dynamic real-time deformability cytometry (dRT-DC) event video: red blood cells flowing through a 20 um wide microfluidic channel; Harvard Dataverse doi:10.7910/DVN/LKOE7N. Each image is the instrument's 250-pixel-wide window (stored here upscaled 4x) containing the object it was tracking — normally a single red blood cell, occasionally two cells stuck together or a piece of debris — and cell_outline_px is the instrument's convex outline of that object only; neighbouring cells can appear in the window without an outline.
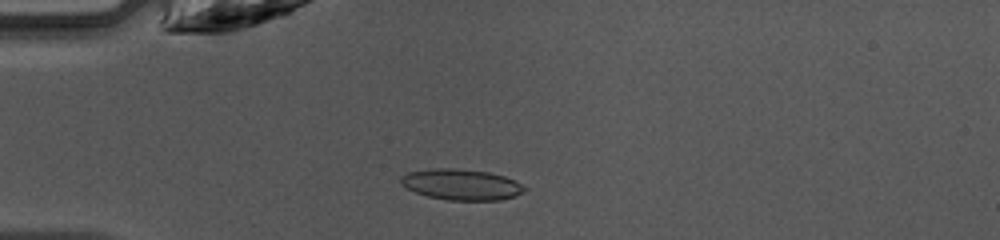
{"species": "common noctule bat (a hibernating species)", "species_latin": "Nyctalus noctula", "temperature_condition": "warm", "stored_images_in_passage": 33, "camera_frame_rate_fps": 3000, "um_per_image_px": 0.085, "animal": {"sex": "female", "body_mass_g": 10.0, "forearm_length_mm": 53.1}, "frame": {"image": 1, "passage_image": 1, "time_ms": 0.0, "image_size_px": [1000, 240], "cell_outline_px": [[528, 188], [524, 192], [516, 196], [500, 200], [448, 200], [428, 196], [416, 192], [400, 184], [400, 176], [408, 172], [436, 168], [452, 168], [488, 172], [504, 176], [516, 180]], "centroid_in_image_um": [39.25, 15.68], "position_along_channel_um": 45.7, "area_um2": 22.31}}
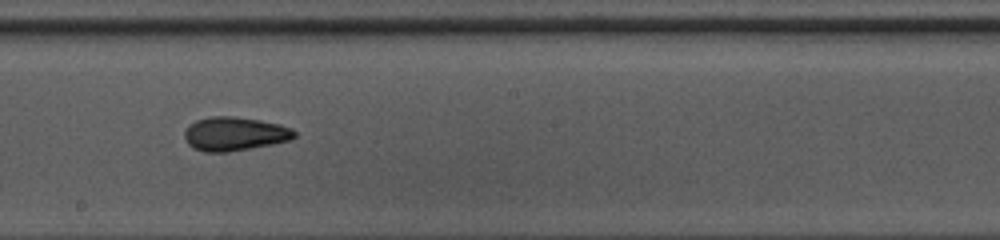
{"frame": {"image": 2, "passage_image": 15, "time_ms": 4.667, "image_size_px": [1000, 240], "cell_outline_px": [[296, 136], [292, 140], [272, 144], [228, 152], [204, 152], [192, 148], [188, 144], [184, 136], [184, 132], [196, 120], [212, 116], [232, 116], [260, 120], [280, 124], [292, 128], [296, 132]], "centroid_in_image_um": [19.97, 11.38], "position_along_channel_um": 228.2, "area_um2": 21.68}}
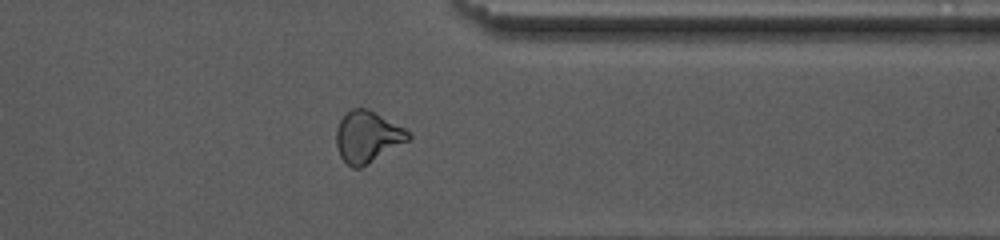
{"frame": {"image": 3, "passage_image": 26, "time_ms": 8.333, "image_size_px": [1000, 240], "cell_outline_px": [[412, 140], [360, 168], [352, 168], [340, 156], [336, 144], [336, 132], [340, 120], [352, 108], [364, 108], [404, 128], [412, 136]], "centroid_in_image_um": [31.25, 11.66], "position_along_channel_um": 380.1, "area_um2": 21.33}}